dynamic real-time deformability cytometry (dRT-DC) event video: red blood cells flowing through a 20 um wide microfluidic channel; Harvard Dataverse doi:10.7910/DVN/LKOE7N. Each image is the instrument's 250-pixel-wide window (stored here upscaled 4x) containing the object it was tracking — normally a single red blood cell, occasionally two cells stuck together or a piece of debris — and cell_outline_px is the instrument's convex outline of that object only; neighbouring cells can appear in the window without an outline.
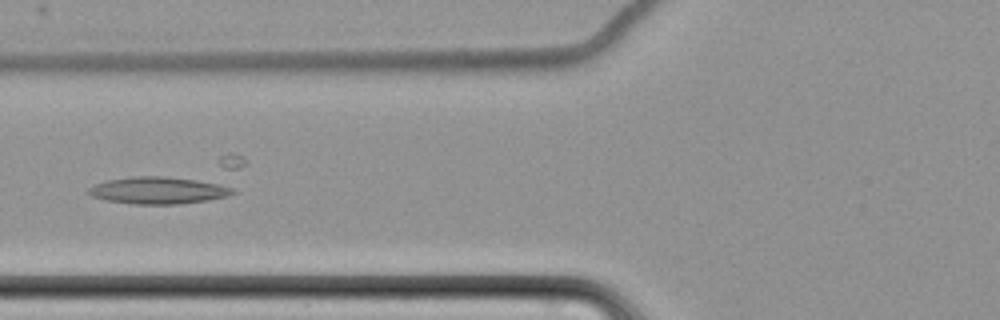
{"species": "common noctule bat (a hibernating species)", "species_latin": "Nyctalus noctula", "temperature_condition": "cold", "stored_images_in_passage": 9, "camera_frame_rate_fps": 3000, "um_per_image_px": 0.085, "animal": {"sex": "female", "body_mass_g": 22.7, "forearm_length_mm": 54.2}, "frame": {"image": 1, "passage_image": 8, "time_ms": 8.333, "image_size_px": [1000, 320], "cell_outline_px": [[236, 192], [228, 196], [208, 200], [176, 204], [132, 204], [108, 200], [92, 196], [84, 192], [88, 188], [96, 184], [108, 180], [132, 176], [164, 176], [196, 180], [224, 184], [232, 188]], "centroid_in_image_um": [13.45, 16.18], "position_along_channel_um": 112.3, "area_um2": 22.72}}
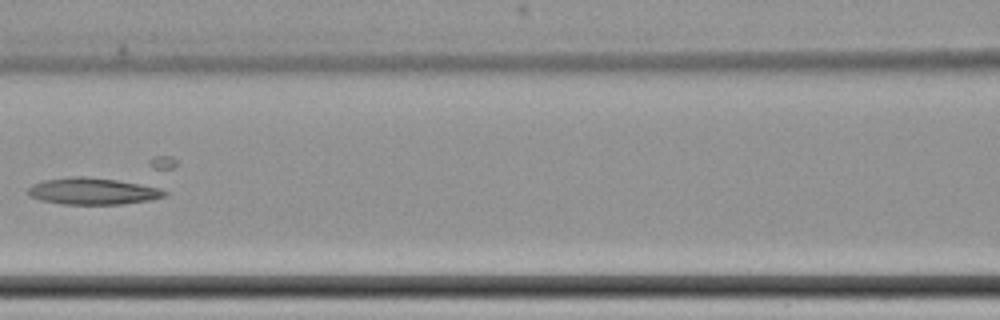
{"frame": {"image": 2, "passage_image": 9, "time_ms": 9.667, "image_size_px": [1000, 320], "cell_outline_px": [[168, 192], [164, 196], [152, 200], [120, 204], [60, 204], [40, 200], [28, 196], [28, 188], [32, 184], [44, 180], [72, 176], [84, 176], [152, 184]], "centroid_in_image_um": [7.93, 16.24], "position_along_channel_um": 158.7, "area_um2": 21.68}}